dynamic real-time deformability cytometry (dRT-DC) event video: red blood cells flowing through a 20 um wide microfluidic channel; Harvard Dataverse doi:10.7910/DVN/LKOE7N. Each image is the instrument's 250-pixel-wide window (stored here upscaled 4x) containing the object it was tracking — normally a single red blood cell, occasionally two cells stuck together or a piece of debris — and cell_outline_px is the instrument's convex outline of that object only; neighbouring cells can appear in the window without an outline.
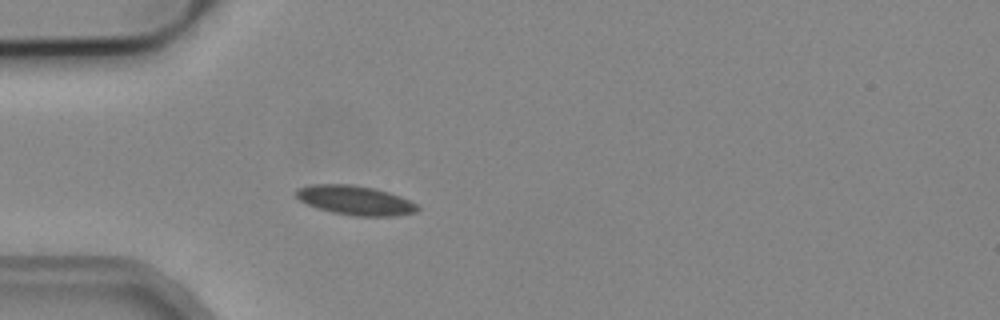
{"species": "common noctule bat (a hibernating species)", "species_latin": "Nyctalus noctula", "temperature_condition": "cold", "stored_images_in_passage": 4, "camera_frame_rate_fps": 3000, "um_per_image_px": 0.085, "animal": {"sex": "male", "body_mass_g": 19.2, "forearm_length_mm": 51.8}, "frame": {"image": 1, "passage_image": 4, "time_ms": 1.0, "image_size_px": [1000, 320], "cell_outline_px": [[420, 208], [416, 212], [392, 216], [356, 216], [332, 212], [316, 208], [300, 200], [292, 192], [296, 188], [308, 184], [352, 184], [372, 188], [388, 192], [400, 196], [416, 204]], "centroid_in_image_um": [30.13, 17.01], "position_along_channel_um": 54.9, "area_um2": 20.81}}